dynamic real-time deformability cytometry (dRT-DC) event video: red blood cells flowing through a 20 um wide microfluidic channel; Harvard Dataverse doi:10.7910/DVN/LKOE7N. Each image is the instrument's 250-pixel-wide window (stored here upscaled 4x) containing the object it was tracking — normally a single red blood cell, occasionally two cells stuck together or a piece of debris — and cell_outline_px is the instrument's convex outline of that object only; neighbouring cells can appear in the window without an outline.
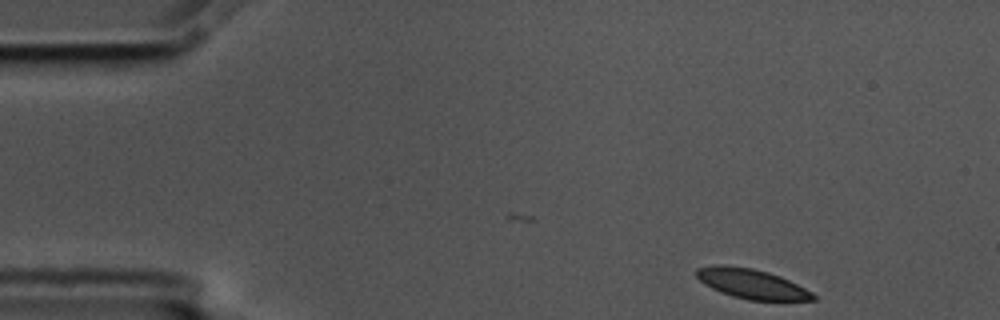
{"species": "common noctule bat (a hibernating species)", "species_latin": "Nyctalus noctula", "temperature_condition": "cold", "stored_images_in_passage": 11, "camera_frame_rate_fps": 3000, "um_per_image_px": 0.085, "animal": {"sex": "male", "body_mass_g": 17.5, "forearm_length_mm": 52.3}, "frame": {"image": 1, "passage_image": 1, "time_ms": 0.0, "image_size_px": [1000, 320], "cell_outline_px": [[816, 300], [748, 300], [732, 296], [720, 292], [704, 284], [692, 272], [696, 268], [716, 264], [724, 264], [752, 268], [768, 272], [780, 276], [812, 292], [816, 296]], "centroid_in_image_um": [63.83, 24.1], "position_along_channel_um": 21.2, "area_um2": 20.29}}